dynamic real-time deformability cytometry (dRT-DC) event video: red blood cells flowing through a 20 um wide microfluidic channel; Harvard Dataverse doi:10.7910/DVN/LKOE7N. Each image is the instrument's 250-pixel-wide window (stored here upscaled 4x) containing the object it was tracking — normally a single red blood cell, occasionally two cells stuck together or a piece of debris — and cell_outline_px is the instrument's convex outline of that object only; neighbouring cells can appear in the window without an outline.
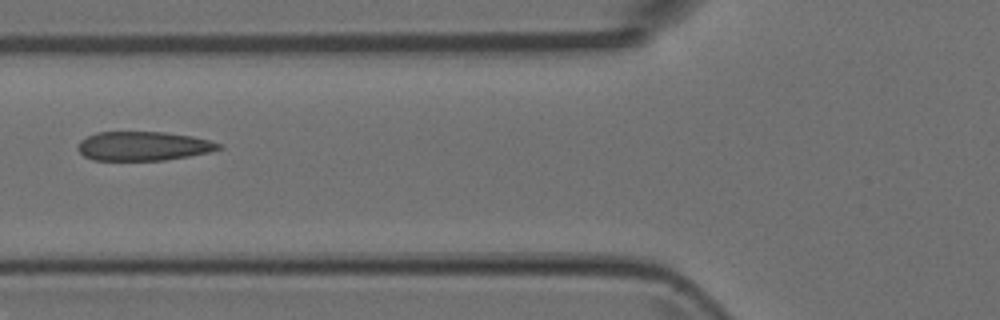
{"species": "Egyptian fruit bat (a non-hibernating species)", "species_latin": "Rousettus aegyptiacus", "temperature_condition": "room temperature", "stored_images_in_passage": 3, "camera_frame_rate_fps": 3000, "um_per_image_px": 0.085, "animal": {"sex": "female"}, "frame": {"image": 1, "passage_image": 3, "time_ms": 0.667, "image_size_px": [1000, 320], "cell_outline_px": [[224, 148], [208, 152], [188, 156], [164, 160], [92, 160], [84, 156], [76, 148], [80, 140], [96, 132], [164, 132], [192, 136], [208, 140], [220, 144]], "centroid_in_image_um": [12.15, 12.41], "position_along_channel_um": 113.7, "area_um2": 23.81}}